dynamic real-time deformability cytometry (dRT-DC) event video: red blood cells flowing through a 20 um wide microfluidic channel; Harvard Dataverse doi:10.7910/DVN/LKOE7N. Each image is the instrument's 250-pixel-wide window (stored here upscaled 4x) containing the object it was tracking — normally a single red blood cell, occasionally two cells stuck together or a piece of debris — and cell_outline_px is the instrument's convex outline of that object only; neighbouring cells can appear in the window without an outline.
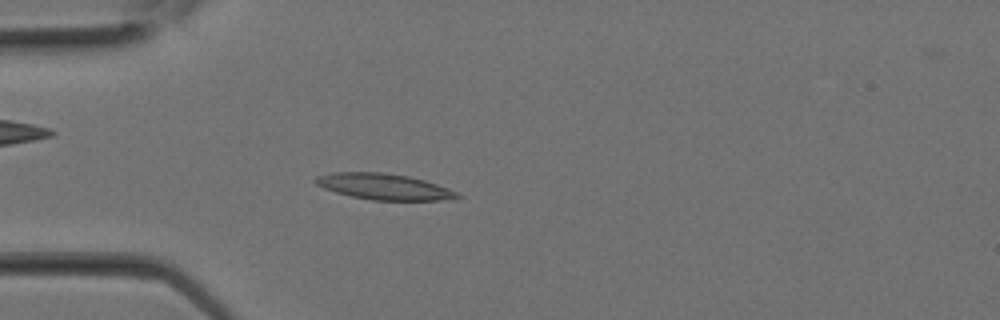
{"species": "Egyptian fruit bat (a non-hibernating species)", "species_latin": "Rousettus aegyptiacus", "temperature_condition": "room temperature", "stored_images_in_passage": 9, "camera_frame_rate_fps": 3000, "um_per_image_px": 0.085, "animal": {"sex": "female"}, "frame": {"image": 1, "passage_image": 7, "time_ms": 2.0, "image_size_px": [1000, 320], "cell_outline_px": [[464, 196], [440, 200], [372, 200], [352, 196], [336, 192], [324, 188], [316, 184], [312, 180], [316, 176], [332, 172], [384, 172], [408, 176], [424, 180], [460, 192]], "centroid_in_image_um": [32.63, 15.85], "position_along_channel_um": 52.4, "area_um2": 21.5}}
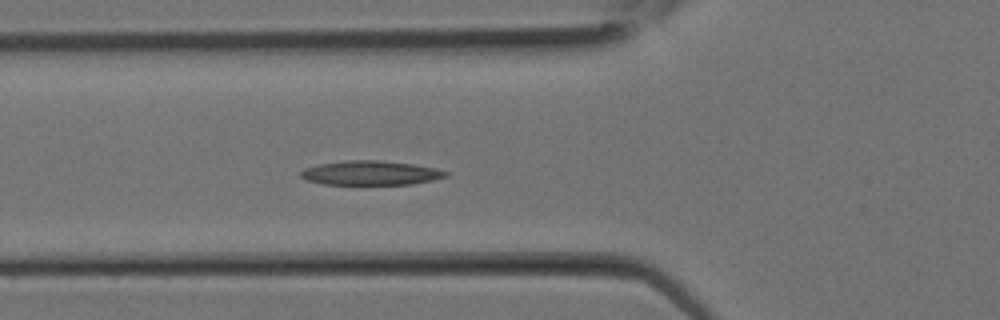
{"frame": {"image": 2, "passage_image": 9, "time_ms": 2.667, "image_size_px": [1000, 320], "cell_outline_px": [[448, 176], [432, 180], [412, 184], [324, 184], [308, 180], [300, 176], [300, 172], [304, 168], [320, 164], [344, 160], [380, 160], [412, 164], [436, 168], [448, 172]], "centroid_in_image_um": [31.51, 14.69], "position_along_channel_um": 94.3, "area_um2": 20.4}}